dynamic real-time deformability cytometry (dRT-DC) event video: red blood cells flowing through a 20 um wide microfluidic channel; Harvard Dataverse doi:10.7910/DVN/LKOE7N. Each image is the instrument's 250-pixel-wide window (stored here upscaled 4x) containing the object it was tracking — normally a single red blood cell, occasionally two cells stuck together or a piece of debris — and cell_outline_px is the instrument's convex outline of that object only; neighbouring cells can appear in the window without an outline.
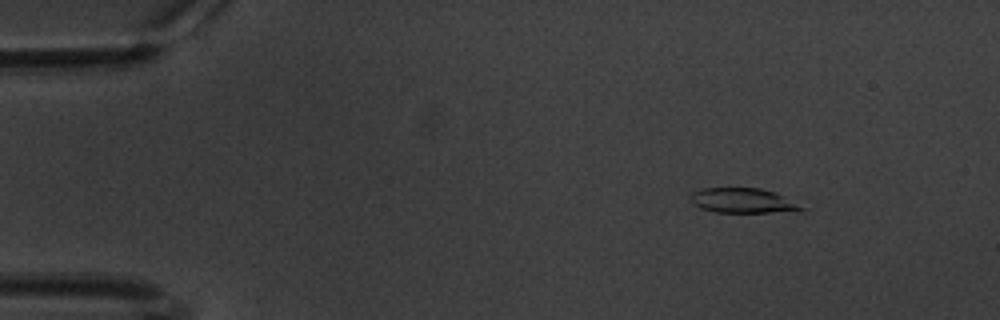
{"species": "common noctule bat (a hibernating species)", "species_latin": "Nyctalus noctula", "temperature_condition": "warm", "stored_images_in_passage": 59, "camera_frame_rate_fps": 3000, "um_per_image_px": 0.085, "animal": {"sex": "male", "body_mass_g": 20.1, "forearm_length_mm": 53.5}, "frame": {"image": 1, "passage_image": 7, "time_ms": 2.0, "image_size_px": [1000, 320], "cell_outline_px": [[804, 208], [768, 212], [716, 212], [700, 208], [692, 200], [692, 192], [704, 188], [760, 188], [776, 192]], "centroid_in_image_um": [63.06, 17.03], "position_along_channel_um": 21.9, "area_um2": 15.37}}
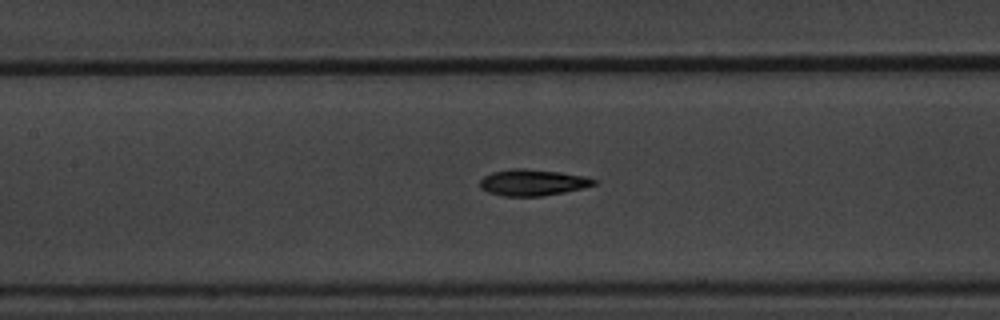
{"frame": {"image": 2, "passage_image": 27, "time_ms": 8.667, "image_size_px": [1000, 320], "cell_outline_px": [[596, 184], [584, 188], [564, 192], [540, 196], [504, 196], [488, 192], [480, 188], [480, 180], [484, 176], [492, 172], [512, 168], [524, 168], [560, 172], [588, 176], [596, 180]], "centroid_in_image_um": [45.29, 15.5], "position_along_channel_um": 162.1, "area_um2": 17.57}}
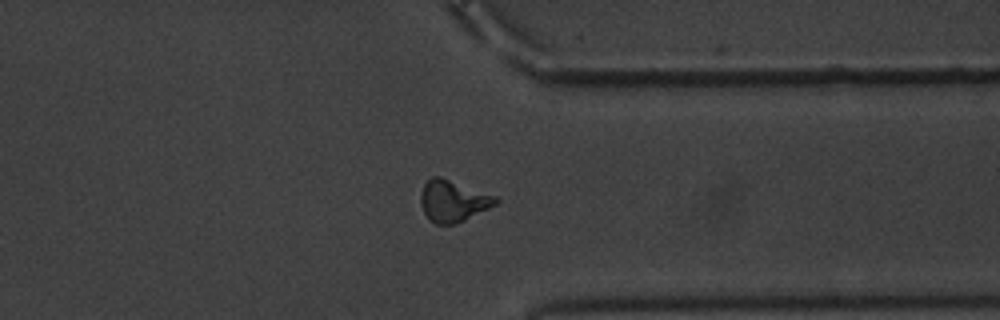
{"frame": {"image": 3, "passage_image": 46, "time_ms": 15.0, "image_size_px": [1000, 320], "cell_outline_px": [[500, 200], [496, 204], [456, 224], [436, 224], [424, 212], [420, 204], [420, 192], [424, 184], [432, 176], [440, 176], [496, 196]], "centroid_in_image_um": [38.49, 17.06], "position_along_channel_um": 372.9, "area_um2": 17.98}, "authors_computed_cell_mechanics": {"area_um2": 16.9932, "velocity_mm_per_s": 3.3686, "shape_relaxation_time_tau1_ms": 3.9496, "shape_relaxation_time_tau2_ms": 3.4175, "deformation_change_tau1": 0.1853, "deformation_change_tau2": 0.1231}}